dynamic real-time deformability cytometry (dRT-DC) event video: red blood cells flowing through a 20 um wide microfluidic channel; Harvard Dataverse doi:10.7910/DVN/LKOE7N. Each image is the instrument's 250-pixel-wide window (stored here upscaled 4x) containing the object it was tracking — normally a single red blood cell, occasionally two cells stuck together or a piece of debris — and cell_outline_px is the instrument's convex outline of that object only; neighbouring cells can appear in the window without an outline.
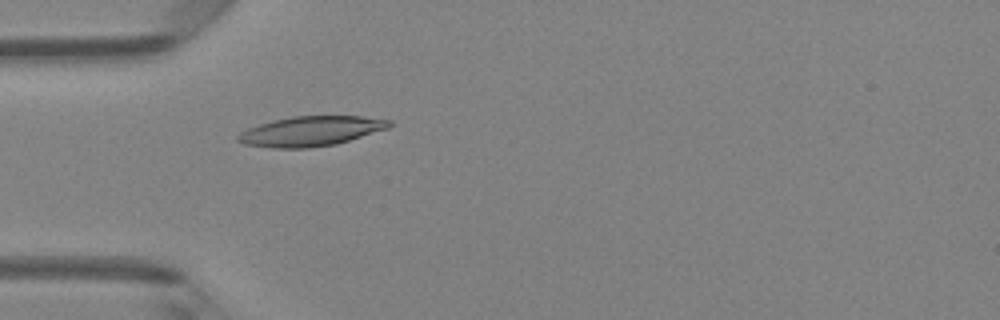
{"species": "Egyptian fruit bat (a non-hibernating species)", "species_latin": "Rousettus aegyptiacus", "temperature_condition": "room temperature", "stored_images_in_passage": 4, "camera_frame_rate_fps": 3000, "um_per_image_px": 0.085, "animal": {"sex": "female"}, "frame": {"image": 1, "passage_image": 4, "time_ms": 1.0, "image_size_px": [1000, 320], "cell_outline_px": [[392, 124], [388, 128], [336, 144], [308, 148], [272, 148], [244, 144], [236, 140], [236, 136], [240, 132], [248, 128], [272, 120], [292, 116], [364, 116], [392, 120]], "centroid_in_image_um": [26.4, 11.14], "position_along_channel_um": 58.6, "area_um2": 26.36}}